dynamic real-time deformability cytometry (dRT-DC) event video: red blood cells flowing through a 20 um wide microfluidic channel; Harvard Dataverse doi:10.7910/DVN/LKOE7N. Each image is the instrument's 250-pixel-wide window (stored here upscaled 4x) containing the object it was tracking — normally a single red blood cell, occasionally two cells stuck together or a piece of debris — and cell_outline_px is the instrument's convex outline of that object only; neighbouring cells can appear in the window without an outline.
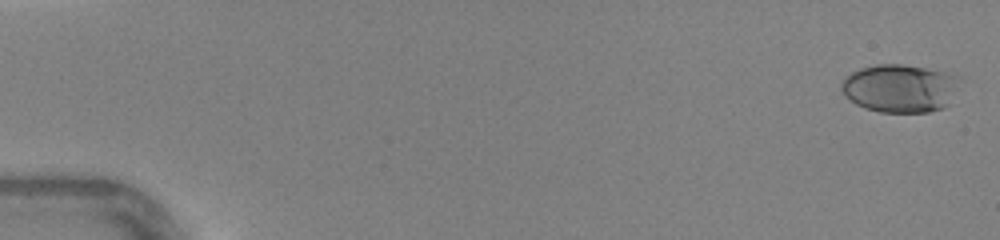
{"species": "human", "species_latin": "Homo sapiens", "temperature_condition": "warm", "stored_images_in_passage": 46, "camera_frame_rate_fps": 3000, "um_per_image_px": 0.085, "donor": {"sex": "female"}, "frame": {"image": 1, "passage_image": 1, "time_ms": 0.0, "image_size_px": [1000, 240], "cell_outline_px": [[964, 76], [948, 104], [944, 108], [928, 112], [880, 112], [864, 108], [856, 104], [840, 88], [840, 84], [844, 76], [860, 68], [876, 64], [904, 64], [948, 72]], "centroid_in_image_um": [76.54, 7.48], "position_along_channel_um": 8.5, "area_um2": 33.58}}
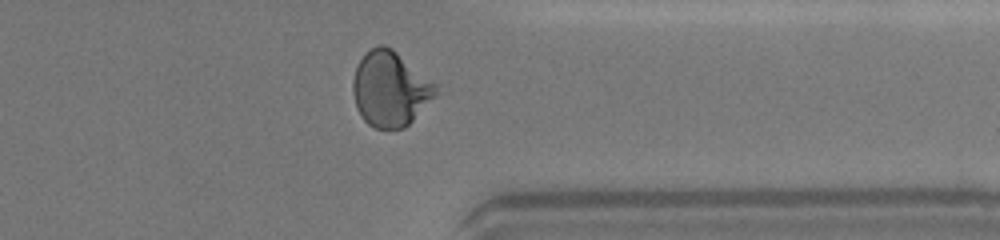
{"frame": {"image": 2, "passage_image": 37, "time_ms": 12.0, "image_size_px": [1000, 240], "cell_outline_px": [[440, 92], [404, 128], [376, 128], [368, 124], [364, 120], [356, 108], [352, 92], [352, 84], [356, 68], [364, 52], [376, 44], [384, 44], [392, 48], [436, 84]], "centroid_in_image_um": [33.15, 7.53], "position_along_channel_um": 378.2, "area_um2": 36.24}}
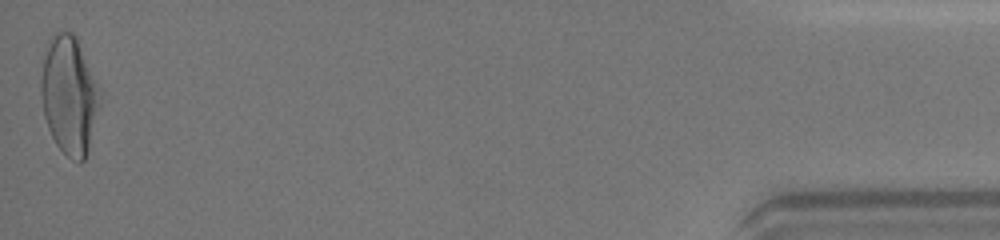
{"frame": {"image": 3, "passage_image": 46, "time_ms": 15.0, "image_size_px": [1000, 240], "cell_outline_px": [[100, 96], [88, 152], [84, 160], [80, 164], [72, 160], [56, 144], [48, 128], [44, 116], [40, 92], [40, 80], [44, 56], [48, 40], [56, 32], [64, 28], [72, 32], [76, 36], [96, 84]], "centroid_in_image_um": [5.83, 8.08], "position_along_channel_um": 429.4, "area_um2": 40.11}, "authors_computed_cell_mechanics": {"area_um2": 34.4777, "velocity_mm_per_s": 4.4158, "shape_relaxation_time_tau1_ms": 4.5756, "shape_relaxation_time_tau2_ms": 0.6464, "deformation_change_tau1": 0.1988, "deformation_change_tau2": 0.057}}